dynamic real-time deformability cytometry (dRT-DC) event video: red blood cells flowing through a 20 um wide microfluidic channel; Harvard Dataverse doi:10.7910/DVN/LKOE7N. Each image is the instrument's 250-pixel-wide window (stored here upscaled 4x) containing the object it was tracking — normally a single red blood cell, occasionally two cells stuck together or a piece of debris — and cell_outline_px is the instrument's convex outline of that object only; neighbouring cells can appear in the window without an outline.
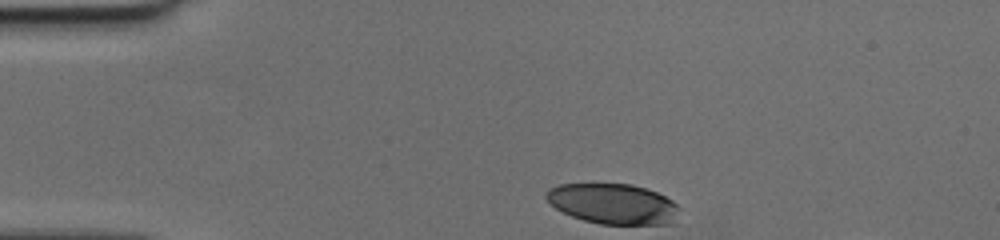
{"species": "human", "species_latin": "Homo sapiens", "temperature_condition": "cold", "stored_images_in_passage": 31, "camera_frame_rate_fps": 3000, "um_per_image_px": 0.085, "donor": {"sex": "female"}, "frame": {"image": 1, "passage_image": 1, "time_ms": 0.0, "image_size_px": [1000, 240], "cell_outline_px": [[680, 208], [672, 224], [600, 224], [584, 220], [572, 216], [556, 208], [544, 196], [548, 188], [560, 184], [632, 184], [648, 188], [672, 200]], "centroid_in_image_um": [52.12, 17.32], "position_along_channel_um": 32.9, "area_um2": 31.27}}
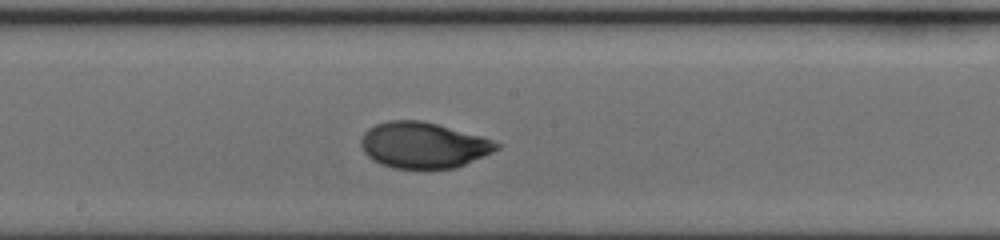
{"frame": {"image": 2, "passage_image": 18, "time_ms": 5.667, "image_size_px": [1000, 240], "cell_outline_px": [[500, 148], [492, 152], [456, 168], [392, 168], [380, 164], [372, 160], [364, 152], [360, 144], [360, 140], [364, 132], [368, 128], [376, 124], [388, 120], [420, 120], [436, 124], [480, 136], [492, 140], [500, 144]], "centroid_in_image_um": [35.94, 12.34], "position_along_channel_um": 212.3, "area_um2": 36.13}}
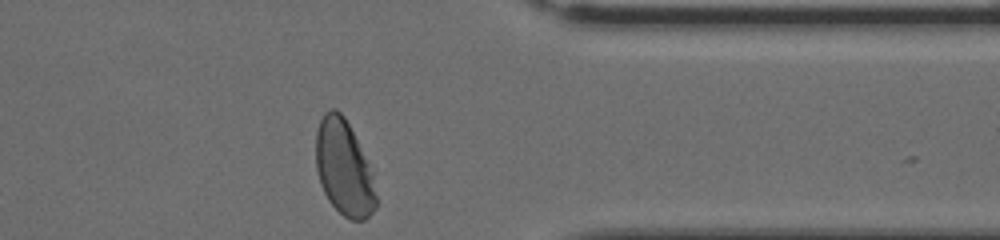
{"frame": {"image": 3, "passage_image": 31, "time_ms": 10.0, "image_size_px": [1000, 240], "cell_outline_px": [[376, 208], [364, 220], [352, 220], [344, 216], [328, 200], [320, 184], [316, 168], [316, 132], [320, 120], [324, 112], [328, 108], [336, 108], [344, 116], [372, 172], [376, 196]], "centroid_in_image_um": [29.21, 14.27], "position_along_channel_um": 382.2, "area_um2": 33.12}}